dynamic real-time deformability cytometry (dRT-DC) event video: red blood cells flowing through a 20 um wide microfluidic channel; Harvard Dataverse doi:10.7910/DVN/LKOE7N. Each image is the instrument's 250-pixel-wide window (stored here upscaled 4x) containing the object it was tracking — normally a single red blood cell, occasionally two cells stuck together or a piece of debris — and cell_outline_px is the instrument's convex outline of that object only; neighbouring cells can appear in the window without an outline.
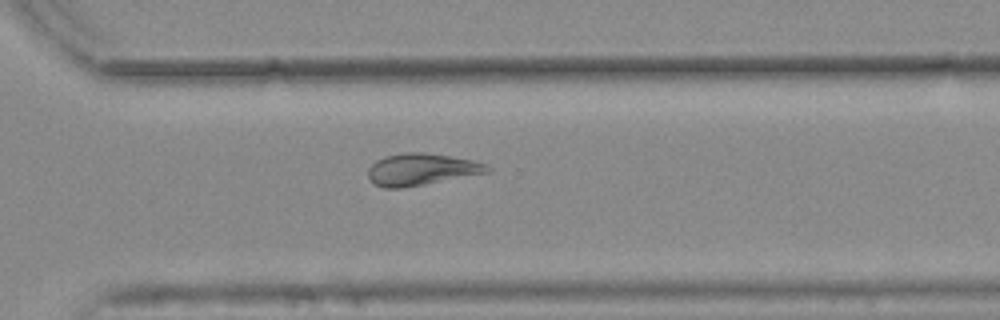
{"species": "common noctule bat (a hibernating species)", "species_latin": "Nyctalus noctula", "temperature_condition": "warm", "stored_images_in_passage": 11, "camera_frame_rate_fps": 3000, "um_per_image_px": 0.085, "animal": {"sex": "female", "body_mass_g": 25.1}, "frame": {"image": 1, "passage_image": 11, "time_ms": 3.333, "image_size_px": [1000, 320], "cell_outline_px": [[492, 172], [424, 184], [400, 188], [384, 188], [376, 184], [368, 176], [368, 168], [376, 160], [384, 156], [408, 152], [424, 152], [472, 160], [484, 164], [492, 168]], "centroid_in_image_um": [35.83, 14.39], "position_along_channel_um": 334.8, "area_um2": 21.96}}